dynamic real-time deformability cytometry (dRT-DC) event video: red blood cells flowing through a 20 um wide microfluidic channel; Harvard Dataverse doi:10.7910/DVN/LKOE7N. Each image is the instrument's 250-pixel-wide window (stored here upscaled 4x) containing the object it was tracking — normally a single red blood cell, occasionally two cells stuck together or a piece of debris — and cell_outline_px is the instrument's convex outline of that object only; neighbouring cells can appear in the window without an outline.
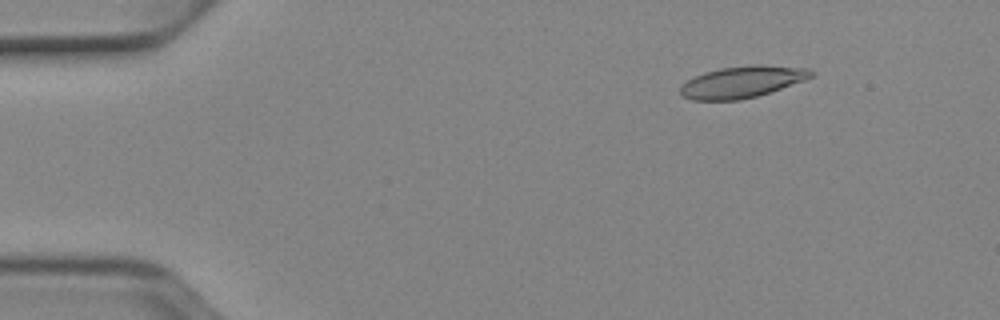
{"species": "Egyptian fruit bat (a non-hibernating species)", "species_latin": "Rousettus aegyptiacus", "temperature_condition": "cold", "stored_images_in_passage": 52, "camera_frame_rate_fps": 3000, "um_per_image_px": 0.085, "animal": {"sex": "female"}, "frame": {"image": 1, "passage_image": 7, "time_ms": 2.0, "image_size_px": [1000, 320], "cell_outline_px": [[816, 72], [812, 76], [804, 80], [756, 96], [740, 100], [692, 100], [684, 96], [680, 92], [680, 84], [704, 72], [720, 68], [752, 64], [756, 64], [808, 68]], "centroid_in_image_um": [63.07, 6.95], "position_along_channel_um": 21.9, "area_um2": 23.99}}
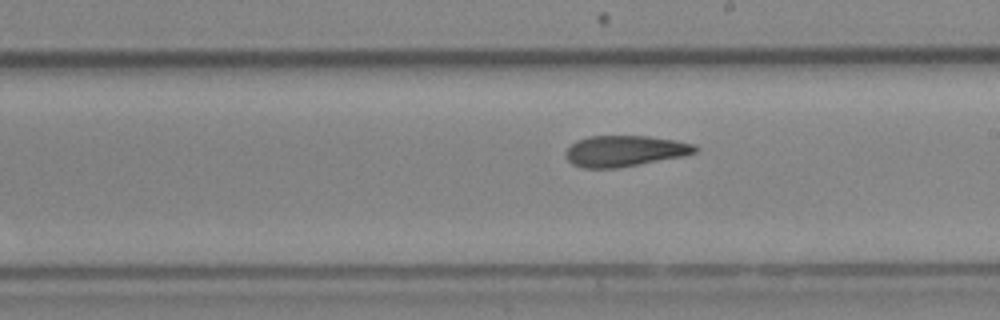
{"frame": {"image": 2, "passage_image": 30, "time_ms": 9.667, "image_size_px": [1000, 320], "cell_outline_px": [[700, 148], [696, 152], [684, 156], [640, 164], [616, 168], [584, 168], [572, 164], [564, 156], [564, 152], [576, 140], [588, 136], [648, 136], [696, 144]], "centroid_in_image_um": [53.09, 12.83], "position_along_channel_um": 235.9, "area_um2": 23.47}}
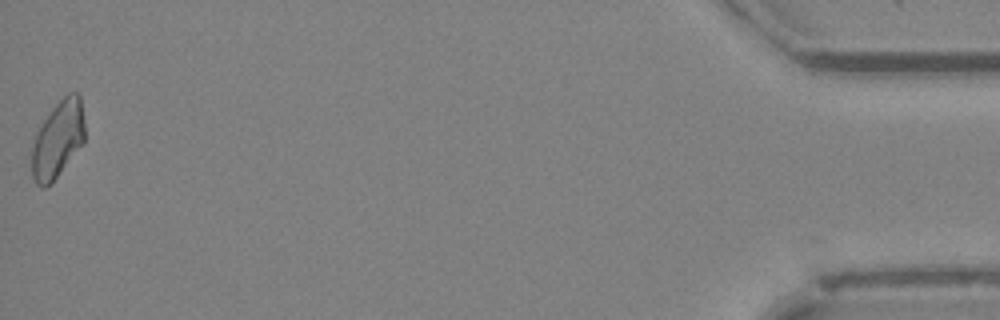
{"frame": {"image": 3, "passage_image": 52, "time_ms": 17.0, "image_size_px": [1000, 320], "cell_outline_px": [[84, 144], [56, 176], [44, 188], [40, 188], [36, 184], [32, 176], [32, 148], [36, 132], [52, 108], [68, 92], [76, 92], [80, 96], [84, 120]], "centroid_in_image_um": [4.92, 11.83], "position_along_channel_um": 430.3, "area_um2": 23.52}, "authors_computed_cell_mechanics": {"area_um2": 23.7847, "velocity_mm_per_s": 3.9233, "shape_relaxation_time_tau1_ms": 11.0153, "shape_relaxation_time_tau2_ms": 4.0265, "deformation_change_tau1": 0.2285, "deformation_change_tau2": 0.1101}}